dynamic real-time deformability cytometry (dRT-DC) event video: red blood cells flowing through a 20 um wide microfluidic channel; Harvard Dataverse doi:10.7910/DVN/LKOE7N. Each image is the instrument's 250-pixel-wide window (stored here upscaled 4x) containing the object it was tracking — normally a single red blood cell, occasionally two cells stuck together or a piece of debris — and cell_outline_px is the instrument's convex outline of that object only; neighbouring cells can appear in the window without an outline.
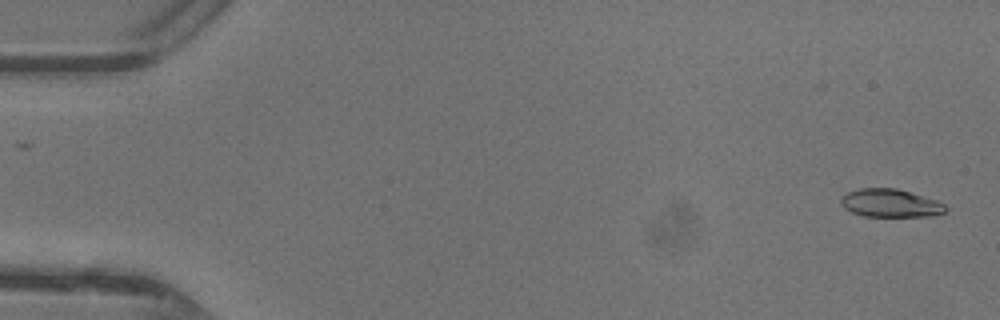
{"species": "common noctule bat (a hibernating species)", "species_latin": "Nyctalus noctula", "temperature_condition": "warm", "stored_images_in_passage": 48, "camera_frame_rate_fps": 3000, "um_per_image_px": 0.085, "animal": {"sex": "female"}, "frame": {"image": 1, "passage_image": 2, "time_ms": 0.333, "image_size_px": [1000, 320], "cell_outline_px": [[948, 208], [944, 212], [932, 216], [864, 216], [852, 212], [844, 208], [840, 204], [840, 200], [848, 192], [860, 188], [896, 188], [936, 200], [944, 204]], "centroid_in_image_um": [75.68, 17.27], "position_along_channel_um": 9.3, "area_um2": 16.99}}
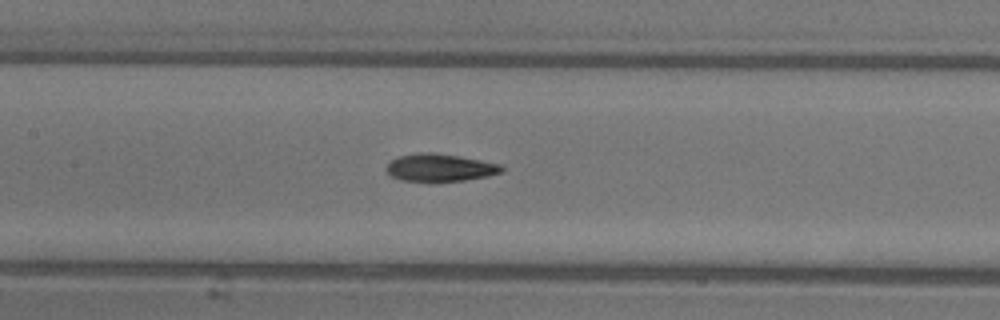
{"frame": {"image": 2, "passage_image": 23, "time_ms": 7.333, "image_size_px": [1000, 320], "cell_outline_px": [[504, 172], [488, 176], [464, 180], [400, 180], [392, 176], [384, 168], [392, 160], [400, 156], [416, 152], [432, 152], [460, 156], [500, 164], [504, 168]], "centroid_in_image_um": [37.42, 14.22], "position_along_channel_um": 170.0, "area_um2": 18.26}}
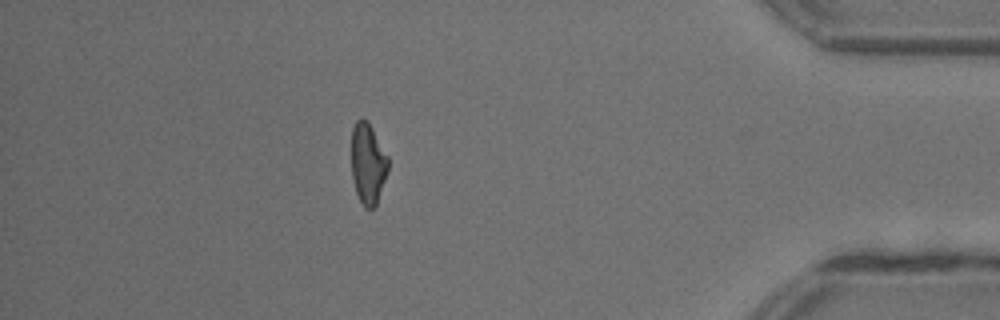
{"frame": {"image": 3, "passage_image": 42, "time_ms": 13.667, "image_size_px": [1000, 320], "cell_outline_px": [[388, 172], [376, 204], [372, 208], [364, 208], [356, 192], [352, 176], [352, 128], [356, 120], [368, 120], [388, 156]], "centroid_in_image_um": [31.28, 13.89], "position_along_channel_um": 403.9, "area_um2": 17.22}, "authors_computed_cell_mechanics": {"area_um2": 18.1781, "velocity_mm_per_s": 4.4291, "shape_relaxation_time_tau1_ms": 5.6467, "shape_relaxation_time_tau2_ms": 1.5856, "deformation_change_tau1": 0.2026, "deformation_change_tau2": 0.0895}}